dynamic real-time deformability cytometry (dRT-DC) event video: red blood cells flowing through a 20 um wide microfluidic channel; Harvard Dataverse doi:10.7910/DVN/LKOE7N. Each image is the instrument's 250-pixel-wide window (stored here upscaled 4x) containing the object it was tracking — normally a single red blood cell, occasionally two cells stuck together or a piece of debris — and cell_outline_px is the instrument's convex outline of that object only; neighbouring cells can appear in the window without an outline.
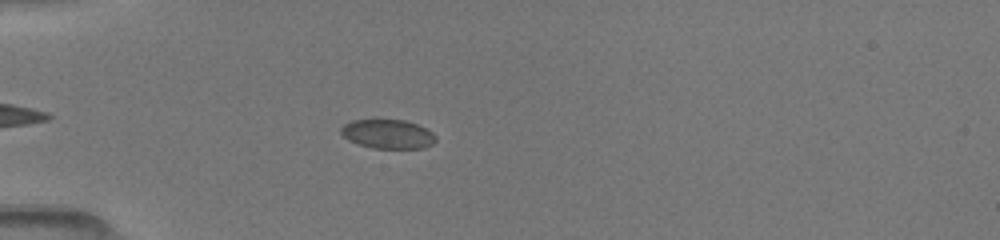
{"species": "common noctule bat (a hibernating species)", "species_latin": "Nyctalus noctula", "temperature_condition": "room temperature", "stored_images_in_passage": 36, "camera_frame_rate_fps": 3000, "um_per_image_px": 0.085, "animal": {"sex": "female", "body_mass_g": 19.5, "forearm_length_mm": 54.1}, "frame": {"image": 1, "passage_image": 6, "time_ms": 2.0, "image_size_px": [1000, 240], "cell_outline_px": [[436, 140], [432, 144], [424, 148], [372, 148], [348, 140], [340, 132], [340, 128], [344, 124], [352, 120], [404, 120], [416, 124], [432, 132], [436, 136]], "centroid_in_image_um": [32.96, 11.39], "position_along_channel_um": 52.0, "area_um2": 15.95}}
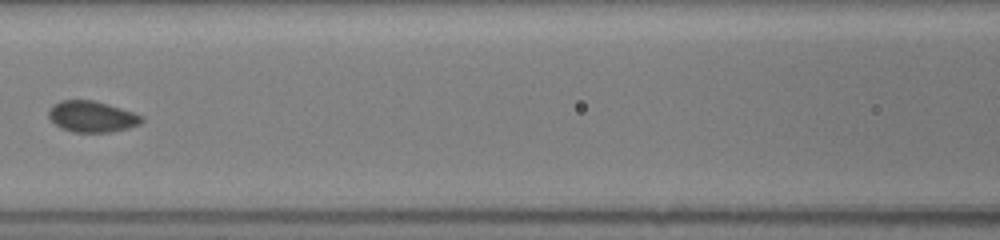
{"frame": {"image": 2, "passage_image": 12, "time_ms": 5.0, "image_size_px": [1000, 240], "cell_outline_px": [[144, 120], [140, 124], [128, 128], [112, 132], [72, 132], [56, 124], [48, 116], [48, 112], [52, 104], [60, 100], [96, 100], [144, 116]], "centroid_in_image_um": [7.83, 9.9], "position_along_channel_um": 158.8, "area_um2": 16.88}}
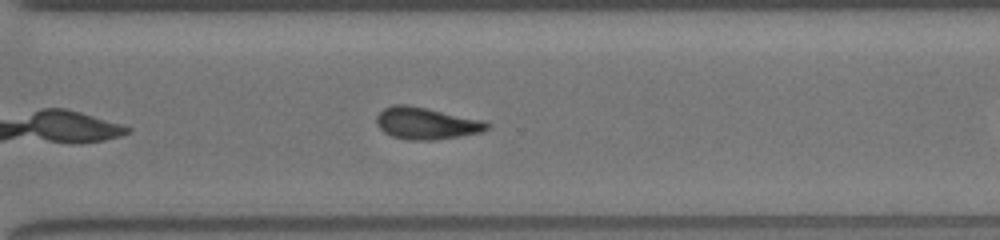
{"frame": {"image": 3, "passage_image": 29, "time_ms": 8.0, "image_size_px": [1000, 240], "cell_outline_px": [[492, 124], [488, 128], [480, 132], [456, 136], [428, 140], [408, 140], [392, 136], [384, 132], [376, 124], [376, 116], [384, 108], [396, 104], [408, 104], [484, 120]], "centroid_in_image_um": [36.21, 10.47], "position_along_channel_um": 334.4, "area_um2": 20.4}}